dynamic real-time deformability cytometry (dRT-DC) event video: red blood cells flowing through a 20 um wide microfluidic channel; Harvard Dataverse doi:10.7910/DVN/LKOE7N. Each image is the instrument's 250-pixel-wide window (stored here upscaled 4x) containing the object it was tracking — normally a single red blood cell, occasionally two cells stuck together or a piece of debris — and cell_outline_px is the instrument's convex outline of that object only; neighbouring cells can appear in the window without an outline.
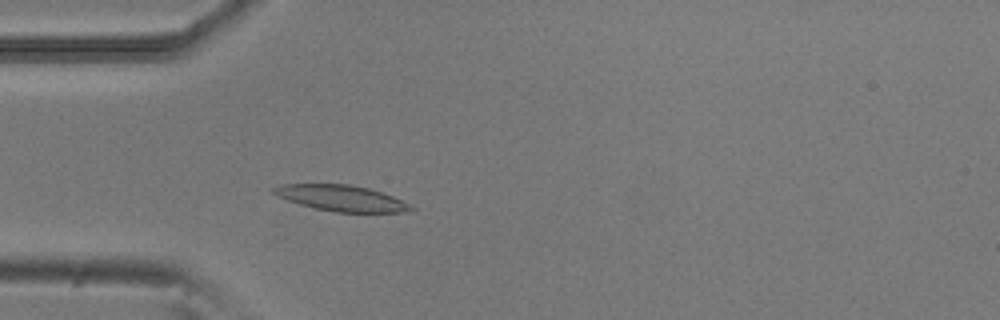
{"species": "common noctule bat (a hibernating species)", "species_latin": "Nyctalus noctula", "temperature_condition": "room temperature", "stored_images_in_passage": 3, "camera_frame_rate_fps": 3000, "um_per_image_px": 0.085, "animal": {"sex": "male", "body_mass_g": 20.5, "forearm_length_mm": 52.5}, "frame": {"image": 1, "passage_image": 3, "time_ms": 0.667, "image_size_px": [1000, 320], "cell_outline_px": [[416, 208], [404, 212], [336, 212], [316, 208], [300, 204], [276, 196], [268, 188], [280, 184], [348, 184], [368, 188], [392, 196], [412, 204]], "centroid_in_image_um": [28.98, 16.83], "position_along_channel_um": 56.0, "area_um2": 20.75}}